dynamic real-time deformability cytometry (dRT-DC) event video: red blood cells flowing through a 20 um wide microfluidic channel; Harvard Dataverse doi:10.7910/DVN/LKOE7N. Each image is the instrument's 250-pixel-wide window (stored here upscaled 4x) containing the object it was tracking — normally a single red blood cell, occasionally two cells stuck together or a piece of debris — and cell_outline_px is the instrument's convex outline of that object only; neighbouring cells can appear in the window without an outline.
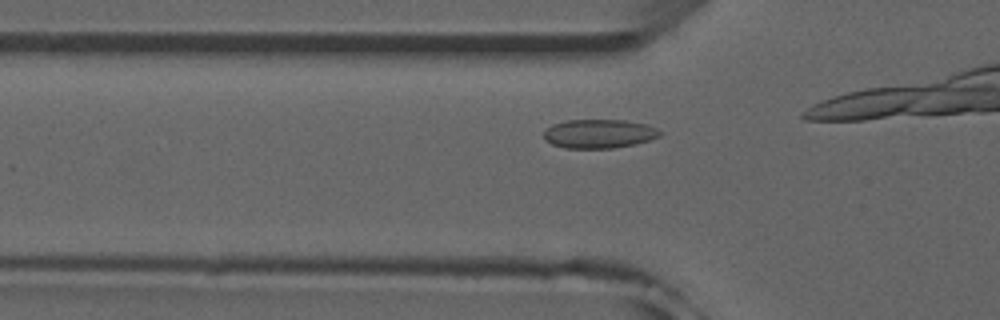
{"species": "common noctule bat (a hibernating species)", "species_latin": "Nyctalus noctula", "temperature_condition": "room temperature", "stored_images_in_passage": 11, "camera_frame_rate_fps": 3000, "um_per_image_px": 0.085, "animal": {"sex": "male", "forearm_length_mm": 52.5}, "frame": {"image": 1, "passage_image": 7, "time_ms": 2.0, "image_size_px": [1000, 320], "cell_outline_px": [[664, 132], [660, 136], [636, 144], [612, 148], [564, 148], [552, 144], [544, 140], [544, 132], [552, 124], [568, 120], [624, 120], [648, 124]], "centroid_in_image_um": [50.94, 11.36], "position_along_channel_um": 74.9, "area_um2": 19.65}}
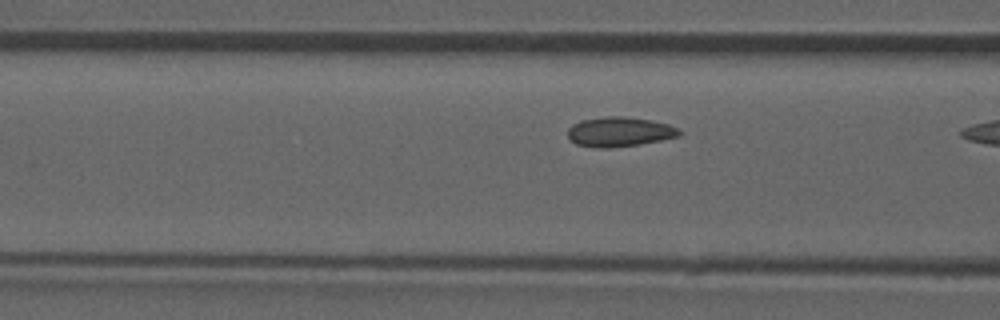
{"frame": {"image": 2, "passage_image": 10, "time_ms": 3.0, "image_size_px": [1000, 320], "cell_outline_px": [[684, 132], [680, 136], [640, 144], [608, 148], [592, 148], [576, 144], [568, 136], [568, 128], [572, 124], [580, 120], [604, 116], [624, 116], [648, 120], [668, 124]], "centroid_in_image_um": [52.63, 11.2], "position_along_channel_um": 114.0, "area_um2": 19.36}}